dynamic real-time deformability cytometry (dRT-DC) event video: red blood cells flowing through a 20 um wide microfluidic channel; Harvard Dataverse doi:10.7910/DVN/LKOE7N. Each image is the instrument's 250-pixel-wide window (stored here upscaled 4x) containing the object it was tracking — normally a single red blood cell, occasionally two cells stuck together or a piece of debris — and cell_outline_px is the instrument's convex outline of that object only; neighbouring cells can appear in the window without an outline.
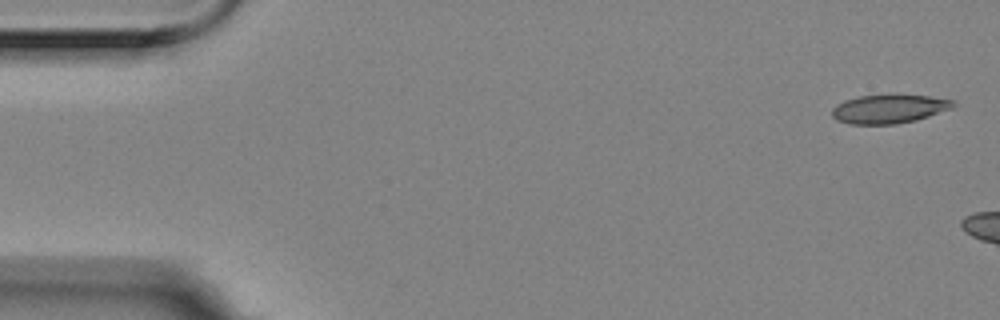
{"species": "Egyptian fruit bat (a non-hibernating species)", "species_latin": "Rousettus aegyptiacus", "temperature_condition": "room temperature", "stored_images_in_passage": 6, "camera_frame_rate_fps": 3000, "um_per_image_px": 0.085, "animal": {"sex": "female"}, "frame": {"image": 1, "passage_image": 6, "time_ms": 1.667, "image_size_px": [1000, 320], "cell_outline_px": [[956, 104], [952, 108], [916, 120], [896, 124], [852, 124], [836, 120], [832, 116], [832, 108], [836, 104], [844, 100], [860, 96], [892, 92], [896, 92], [928, 96], [956, 100]], "centroid_in_image_um": [75.58, 9.21], "position_along_channel_um": 9.4, "area_um2": 21.04}}